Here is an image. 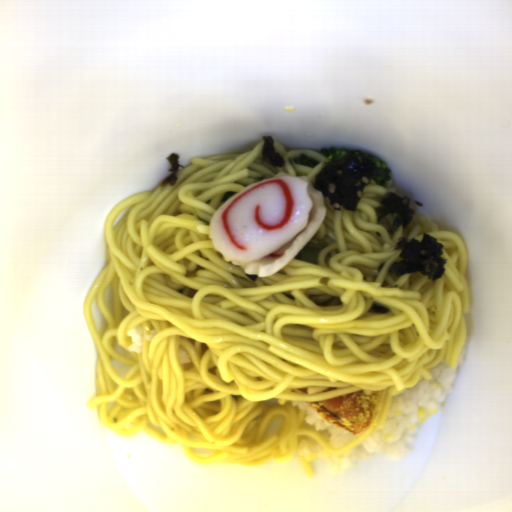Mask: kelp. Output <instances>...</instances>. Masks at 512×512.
<instances>
[{
	"mask_svg": "<svg viewBox=\"0 0 512 512\" xmlns=\"http://www.w3.org/2000/svg\"><path fill=\"white\" fill-rule=\"evenodd\" d=\"M410 198L407 196L399 197L393 192H389L386 198H381V207L374 208L377 214V223L382 220L389 213H396L397 217L392 225V230L397 232L401 224H403V230L405 231L411 221L413 220V214L415 210L410 208Z\"/></svg>",
	"mask_w": 512,
	"mask_h": 512,
	"instance_id": "obj_3",
	"label": "kelp"
},
{
	"mask_svg": "<svg viewBox=\"0 0 512 512\" xmlns=\"http://www.w3.org/2000/svg\"><path fill=\"white\" fill-rule=\"evenodd\" d=\"M166 159L170 161L172 169L168 170L169 172H171V174L165 180L162 181L161 186L164 187L167 183H169L170 186L172 187L176 184L178 180L177 174L179 168L184 169L185 167H183L179 162V154L171 153Z\"/></svg>",
	"mask_w": 512,
	"mask_h": 512,
	"instance_id": "obj_5",
	"label": "kelp"
},
{
	"mask_svg": "<svg viewBox=\"0 0 512 512\" xmlns=\"http://www.w3.org/2000/svg\"><path fill=\"white\" fill-rule=\"evenodd\" d=\"M353 152L345 154L333 163L325 165L315 175L313 188L326 196L332 209L344 207L356 212V206L364 196V188L370 183L369 176H379V167L372 160Z\"/></svg>",
	"mask_w": 512,
	"mask_h": 512,
	"instance_id": "obj_1",
	"label": "kelp"
},
{
	"mask_svg": "<svg viewBox=\"0 0 512 512\" xmlns=\"http://www.w3.org/2000/svg\"><path fill=\"white\" fill-rule=\"evenodd\" d=\"M261 138L263 139V159H266L273 168H285L284 158L276 152L272 137L270 135H265Z\"/></svg>",
	"mask_w": 512,
	"mask_h": 512,
	"instance_id": "obj_4",
	"label": "kelp"
},
{
	"mask_svg": "<svg viewBox=\"0 0 512 512\" xmlns=\"http://www.w3.org/2000/svg\"><path fill=\"white\" fill-rule=\"evenodd\" d=\"M438 238L423 233L422 241L411 238L407 241L401 237L395 244V250H401L398 257L403 260L393 263L389 269L396 276H402L405 273L415 274L420 272L427 275L428 280L436 281L442 278L447 268V260L443 258V247Z\"/></svg>",
	"mask_w": 512,
	"mask_h": 512,
	"instance_id": "obj_2",
	"label": "kelp"
}]
</instances>
